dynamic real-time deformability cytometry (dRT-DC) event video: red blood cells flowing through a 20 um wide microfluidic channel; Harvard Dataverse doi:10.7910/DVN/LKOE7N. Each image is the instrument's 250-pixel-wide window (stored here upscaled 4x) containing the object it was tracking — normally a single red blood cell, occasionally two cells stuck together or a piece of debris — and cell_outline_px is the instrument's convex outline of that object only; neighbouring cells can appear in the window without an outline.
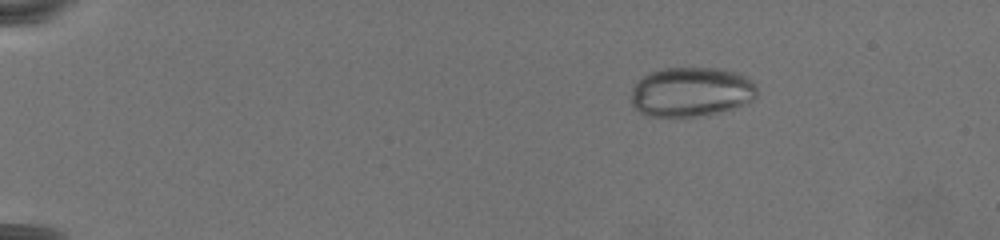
{"species": "common noctule bat (a hibernating species)", "species_latin": "Nyctalus noctula", "temperature_condition": "warm", "stored_images_in_passage": 60, "camera_frame_rate_fps": 3000, "um_per_image_px": 0.085, "animal": {"sex": "female", "body_mass_g": 19.5, "forearm_length_mm": 54.1}, "frame": {"image": 1, "passage_image": 14, "time_ms": 4.333, "image_size_px": [1000, 240], "cell_outline_px": [[756, 96], [752, 100], [736, 108], [696, 116], [648, 116], [640, 112], [632, 104], [632, 88], [644, 76], [652, 72], [664, 68], [720, 68], [740, 72], [752, 80], [756, 84]], "centroid_in_image_um": [58.8, 7.8], "position_along_channel_um": 26.2, "area_um2": 36.24}}
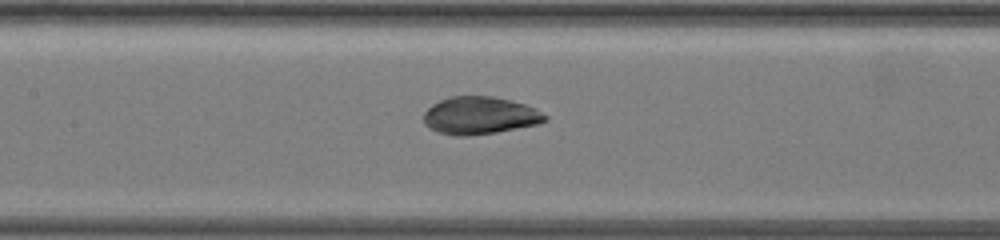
{"frame": {"image": 2, "passage_image": 40, "time_ms": 13.0, "image_size_px": [1000, 240], "cell_outline_px": [[548, 120], [540, 124], [496, 132], [468, 136], [456, 136], [436, 132], [428, 128], [424, 124], [424, 112], [432, 104], [448, 96], [492, 96], [524, 104], [536, 108], [548, 116]], "centroid_in_image_um": [40.78, 9.83], "position_along_channel_um": 166.6, "area_um2": 26.82}}
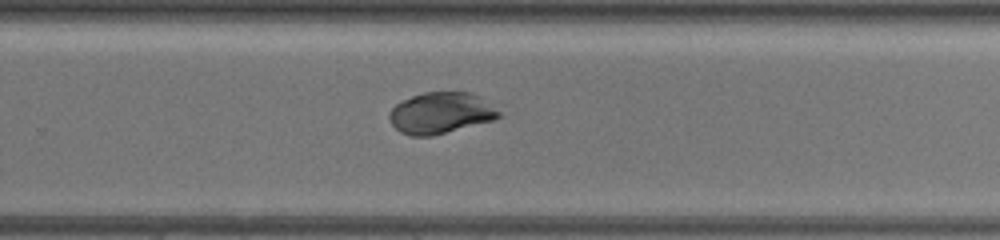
{"frame": {"image": 3, "passage_image": 53, "time_ms": 17.333, "image_size_px": [1000, 240], "cell_outline_px": [[500, 116], [496, 120], [432, 136], [412, 136], [400, 132], [392, 124], [388, 116], [388, 112], [396, 104], [412, 96], [424, 92], [472, 92], [480, 96], [500, 112]], "centroid_in_image_um": [37.47, 9.61], "position_along_channel_um": 292.3, "area_um2": 26.41}}